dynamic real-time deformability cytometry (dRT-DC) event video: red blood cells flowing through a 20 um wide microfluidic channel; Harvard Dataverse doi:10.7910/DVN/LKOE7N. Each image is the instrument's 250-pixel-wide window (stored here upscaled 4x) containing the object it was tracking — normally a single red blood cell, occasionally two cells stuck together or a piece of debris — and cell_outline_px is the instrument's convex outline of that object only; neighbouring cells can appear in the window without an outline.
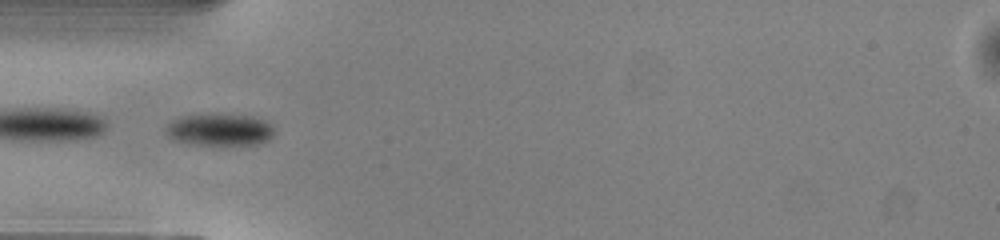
{"species": "common noctule bat (a hibernating species)", "species_latin": "Nyctalus noctula", "temperature_condition": "warm", "stored_images_in_passage": 40, "camera_frame_rate_fps": 3000, "um_per_image_px": 0.085, "animal": {"sex": "male", "body_mass_g": 13.0, "forearm_length_mm": 53.1}, "frame": {"image": 1, "passage_image": 5, "time_ms": 1.333, "image_size_px": [1000, 240], "cell_outline_px": [[272, 136], [268, 140], [252, 144], [192, 144], [172, 140], [164, 132], [164, 128], [172, 120], [188, 116], [252, 116], [268, 120], [272, 124]], "centroid_in_image_um": [18.66, 11.05], "position_along_channel_um": 66.3, "area_um2": 19.59}}
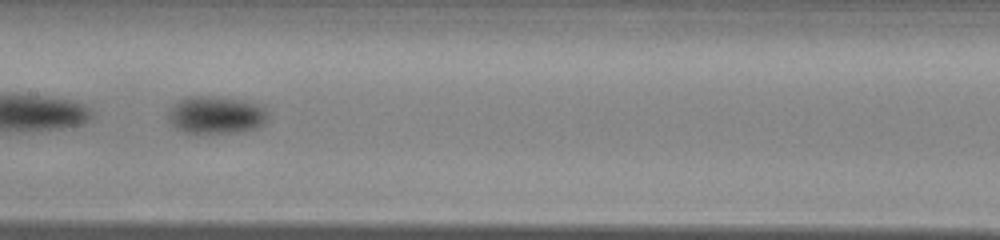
{"frame": {"image": 2, "passage_image": 14, "time_ms": 4.333, "image_size_px": [1000, 240], "cell_outline_px": [[268, 120], [264, 124], [256, 128], [244, 132], [200, 136], [180, 132], [168, 120], [168, 108], [180, 100], [188, 96], [212, 96], [244, 100], [256, 104], [264, 108], [268, 112]], "centroid_in_image_um": [18.33, 9.83], "position_along_channel_um": 189.1, "area_um2": 22.83}}
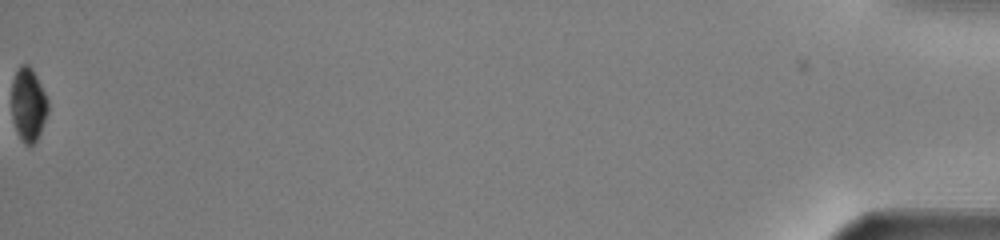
{"frame": {"image": 3, "passage_image": 40, "time_ms": 13.0, "image_size_px": [1000, 240], "cell_outline_px": [[48, 112], [40, 132], [36, 140], [32, 144], [24, 144], [12, 120], [12, 80], [20, 64], [28, 64], [32, 68], [48, 100]], "centroid_in_image_um": [2.4, 8.86], "position_along_channel_um": 432.8, "area_um2": 15.37}, "authors_computed_cell_mechanics": {"area_um2": 20.1433, "velocity_mm_per_s": 4.092, "shape_relaxation_time_tau1_ms": 2.1428, "shape_relaxation_time_tau2_ms": null, "deformation_change_tau1": 0.0781, "deformation_change_tau2": null}}